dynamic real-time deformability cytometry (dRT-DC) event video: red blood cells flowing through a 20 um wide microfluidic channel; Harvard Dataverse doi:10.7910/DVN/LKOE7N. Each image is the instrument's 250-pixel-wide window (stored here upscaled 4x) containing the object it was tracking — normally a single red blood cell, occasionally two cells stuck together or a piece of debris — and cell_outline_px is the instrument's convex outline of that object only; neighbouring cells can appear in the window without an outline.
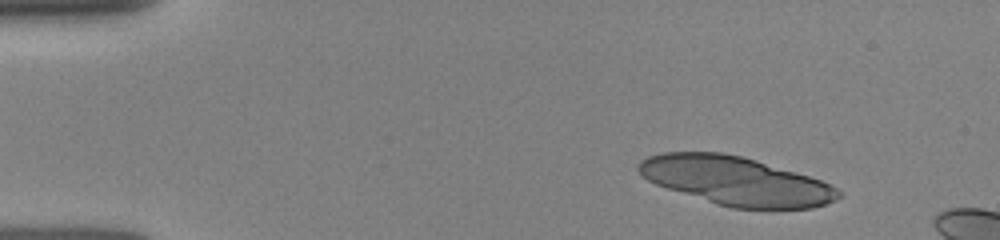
{"species": "human", "species_latin": "Homo sapiens", "temperature_condition": "room temperature", "stored_images_in_passage": 5, "camera_frame_rate_fps": 3000, "um_per_image_px": 0.085, "donor": {"sex": "female"}, "frame": {"image": 1, "passage_image": 2, "time_ms": 1.0, "image_size_px": [1000, 240], "cell_outline_px": [[840, 196], [836, 200], [812, 208], [732, 208], [716, 204], [656, 184], [648, 180], [636, 168], [640, 160], [648, 156], [660, 152], [724, 152], [756, 160], [796, 172], [820, 180], [836, 188], [840, 192]], "centroid_in_image_um": [62.51, 15.36], "position_along_channel_um": 22.5, "area_um2": 56.01}}